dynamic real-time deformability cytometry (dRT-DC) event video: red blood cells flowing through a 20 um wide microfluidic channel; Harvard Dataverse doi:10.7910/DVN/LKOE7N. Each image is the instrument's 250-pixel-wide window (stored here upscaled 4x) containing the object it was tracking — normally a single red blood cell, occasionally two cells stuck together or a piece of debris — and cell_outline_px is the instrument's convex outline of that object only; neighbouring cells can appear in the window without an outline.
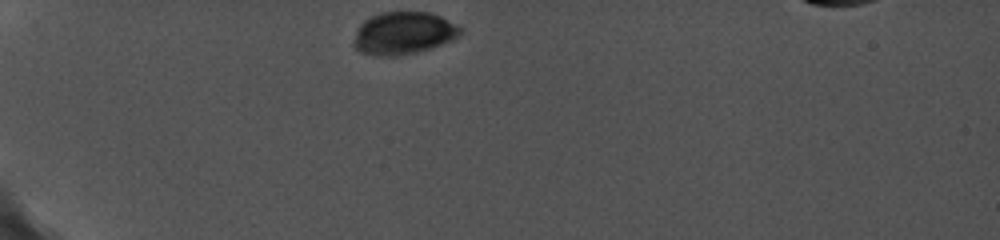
{"species": "common noctule bat (a hibernating species)", "species_latin": "Nyctalus noctula", "temperature_condition": "cold", "stored_images_in_passage": 11, "camera_frame_rate_fps": 5000, "um_per_image_px": 0.085, "animal": {"sex": "female", "body_mass_g": 19.0, "forearm_length_mm": 56.7}, "frame": {"image": 1, "passage_image": 1, "time_ms": 0.0, "image_size_px": [1000, 240], "cell_outline_px": [[464, 32], [460, 36], [452, 40], [432, 48], [416, 52], [396, 56], [376, 56], [360, 52], [352, 44], [352, 40], [360, 24], [364, 20], [380, 12], [432, 12], [464, 28]], "centroid_in_image_um": [34.31, 2.82], "position_along_channel_um": 50.7, "area_um2": 26.76}}
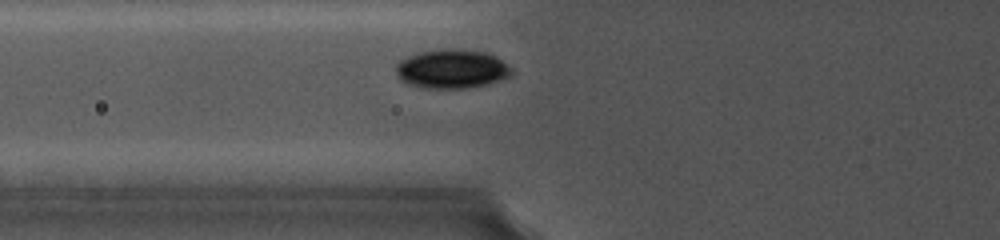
{"frame": {"image": 2, "passage_image": 4, "time_ms": 2.0, "image_size_px": [1000, 240], "cell_outline_px": [[512, 76], [500, 80], [468, 88], [424, 88], [408, 84], [400, 80], [396, 72], [396, 64], [400, 60], [408, 56], [420, 52], [436, 48], [460, 48], [484, 52], [496, 56], [508, 64], [512, 68]], "centroid_in_image_um": [38.4, 5.84], "position_along_channel_um": 87.4, "area_um2": 26.65}}
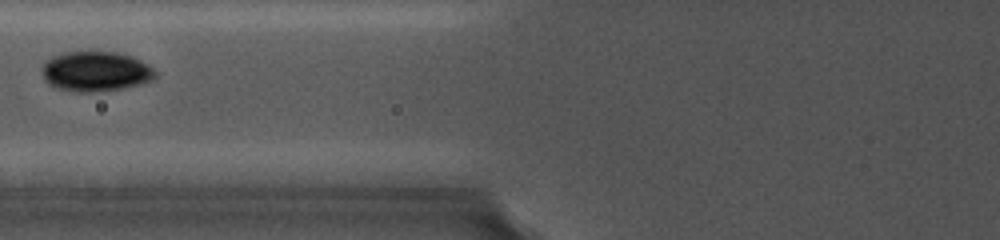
{"frame": {"image": 3, "passage_image": 5, "time_ms": 2.8, "image_size_px": [1000, 240], "cell_outline_px": [[156, 76], [152, 80], [140, 84], [120, 88], [92, 92], [80, 92], [56, 88], [48, 84], [44, 80], [40, 68], [44, 60], [52, 56], [64, 52], [116, 52], [132, 56], [140, 60], [152, 68], [156, 72]], "centroid_in_image_um": [8.07, 6.06], "position_along_channel_um": 117.7, "area_um2": 26.47}}